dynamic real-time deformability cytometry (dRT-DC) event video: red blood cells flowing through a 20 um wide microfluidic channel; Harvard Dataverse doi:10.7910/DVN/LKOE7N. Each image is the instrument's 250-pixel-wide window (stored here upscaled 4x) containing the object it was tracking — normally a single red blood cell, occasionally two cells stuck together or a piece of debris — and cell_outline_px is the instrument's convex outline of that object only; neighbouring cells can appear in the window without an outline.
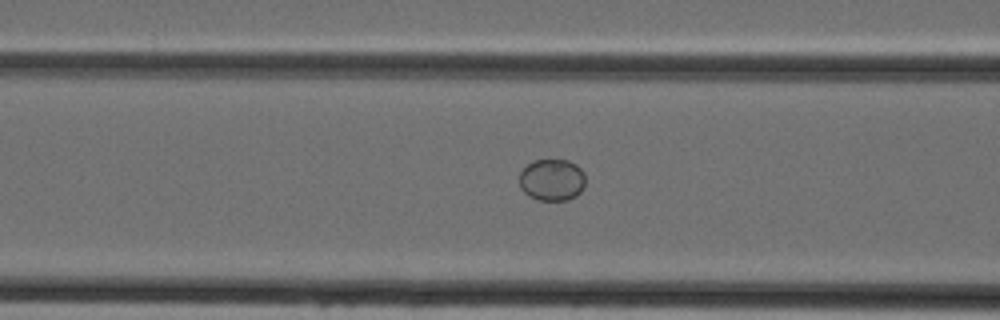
{"species": "Egyptian fruit bat (a non-hibernating species)", "species_latin": "Rousettus aegyptiacus", "temperature_condition": "cold", "stored_images_in_passage": 34, "camera_frame_rate_fps": 3000, "um_per_image_px": 0.085, "animal": {"sex": "female"}, "frame": {"image": 1, "passage_image": 5, "time_ms": 1.333, "image_size_px": [1000, 320], "cell_outline_px": [[584, 188], [576, 196], [568, 200], [536, 200], [528, 196], [520, 188], [520, 172], [532, 160], [568, 160], [576, 164], [584, 172]], "centroid_in_image_um": [46.91, 15.29], "position_along_channel_um": 119.7, "area_um2": 16.24}}
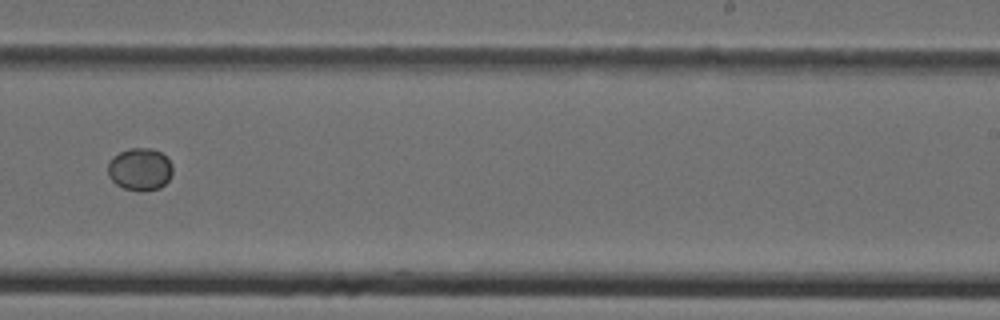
{"frame": {"image": 2, "passage_image": 16, "time_ms": 5.0, "image_size_px": [1000, 320], "cell_outline_px": [[172, 172], [168, 180], [160, 188], [140, 192], [124, 188], [116, 184], [108, 176], [108, 164], [112, 156], [128, 148], [152, 148], [160, 152], [172, 164]], "centroid_in_image_um": [11.88, 14.39], "position_along_channel_um": 277.1, "area_um2": 16.07}}
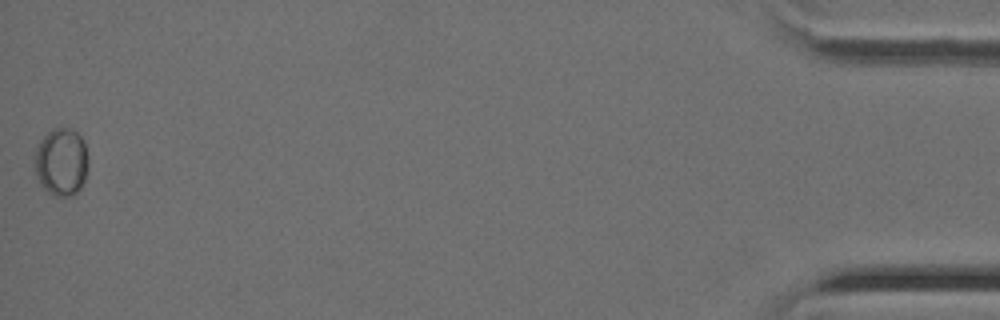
{"frame": {"image": 3, "passage_image": 33, "time_ms": 10.667, "image_size_px": [1000, 320], "cell_outline_px": [[88, 164], [84, 180], [80, 188], [72, 196], [56, 196], [48, 192], [40, 184], [36, 176], [36, 148], [40, 140], [52, 128], [72, 128], [80, 136], [84, 144], [88, 156]], "centroid_in_image_um": [5.22, 13.76], "position_along_channel_um": 430.0, "area_um2": 21.04}}